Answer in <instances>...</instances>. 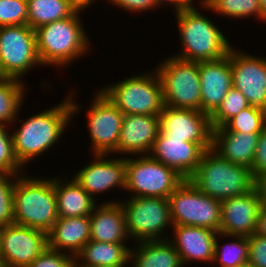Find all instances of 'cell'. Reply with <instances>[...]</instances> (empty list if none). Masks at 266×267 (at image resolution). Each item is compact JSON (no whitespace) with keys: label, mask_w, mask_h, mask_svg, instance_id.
Here are the masks:
<instances>
[{"label":"cell","mask_w":266,"mask_h":267,"mask_svg":"<svg viewBox=\"0 0 266 267\" xmlns=\"http://www.w3.org/2000/svg\"><path fill=\"white\" fill-rule=\"evenodd\" d=\"M189 180L199 191L219 201L248 193L255 184L250 168L224 159L212 148L202 154Z\"/></svg>","instance_id":"2"},{"label":"cell","mask_w":266,"mask_h":267,"mask_svg":"<svg viewBox=\"0 0 266 267\" xmlns=\"http://www.w3.org/2000/svg\"><path fill=\"white\" fill-rule=\"evenodd\" d=\"M204 152L198 143L164 138L159 133L149 155L189 179L197 169Z\"/></svg>","instance_id":"19"},{"label":"cell","mask_w":266,"mask_h":267,"mask_svg":"<svg viewBox=\"0 0 266 267\" xmlns=\"http://www.w3.org/2000/svg\"><path fill=\"white\" fill-rule=\"evenodd\" d=\"M237 267H256L254 266L252 263H250L249 261L244 263V264H241L240 266H237Z\"/></svg>","instance_id":"46"},{"label":"cell","mask_w":266,"mask_h":267,"mask_svg":"<svg viewBox=\"0 0 266 267\" xmlns=\"http://www.w3.org/2000/svg\"><path fill=\"white\" fill-rule=\"evenodd\" d=\"M76 267H126V266H107V265H101V266H76Z\"/></svg>","instance_id":"47"},{"label":"cell","mask_w":266,"mask_h":267,"mask_svg":"<svg viewBox=\"0 0 266 267\" xmlns=\"http://www.w3.org/2000/svg\"><path fill=\"white\" fill-rule=\"evenodd\" d=\"M3 228L4 227L0 225V240H1V233H2Z\"/></svg>","instance_id":"49"},{"label":"cell","mask_w":266,"mask_h":267,"mask_svg":"<svg viewBox=\"0 0 266 267\" xmlns=\"http://www.w3.org/2000/svg\"><path fill=\"white\" fill-rule=\"evenodd\" d=\"M153 1L156 5V8L158 6L160 7V5L165 3V2L166 3L170 2L169 5L171 4L172 6H174L175 11L179 12L181 10H184L185 8L192 6L193 5L192 1H194V0H153Z\"/></svg>","instance_id":"42"},{"label":"cell","mask_w":266,"mask_h":267,"mask_svg":"<svg viewBox=\"0 0 266 267\" xmlns=\"http://www.w3.org/2000/svg\"><path fill=\"white\" fill-rule=\"evenodd\" d=\"M160 77L164 105L201 111V83L198 62L170 57L162 62Z\"/></svg>","instance_id":"7"},{"label":"cell","mask_w":266,"mask_h":267,"mask_svg":"<svg viewBox=\"0 0 266 267\" xmlns=\"http://www.w3.org/2000/svg\"><path fill=\"white\" fill-rule=\"evenodd\" d=\"M232 239H236L237 242L226 243L221 247L223 251H221L220 245H218L219 242L216 239L213 262L219 260L221 267H237L248 262V237L233 236Z\"/></svg>","instance_id":"32"},{"label":"cell","mask_w":266,"mask_h":267,"mask_svg":"<svg viewBox=\"0 0 266 267\" xmlns=\"http://www.w3.org/2000/svg\"><path fill=\"white\" fill-rule=\"evenodd\" d=\"M27 24V0H0V27Z\"/></svg>","instance_id":"36"},{"label":"cell","mask_w":266,"mask_h":267,"mask_svg":"<svg viewBox=\"0 0 266 267\" xmlns=\"http://www.w3.org/2000/svg\"><path fill=\"white\" fill-rule=\"evenodd\" d=\"M16 175L0 174V225L3 227L14 224L13 197L14 185L18 177Z\"/></svg>","instance_id":"34"},{"label":"cell","mask_w":266,"mask_h":267,"mask_svg":"<svg viewBox=\"0 0 266 267\" xmlns=\"http://www.w3.org/2000/svg\"><path fill=\"white\" fill-rule=\"evenodd\" d=\"M66 253L47 247L27 267H73L75 265V259L71 254Z\"/></svg>","instance_id":"37"},{"label":"cell","mask_w":266,"mask_h":267,"mask_svg":"<svg viewBox=\"0 0 266 267\" xmlns=\"http://www.w3.org/2000/svg\"><path fill=\"white\" fill-rule=\"evenodd\" d=\"M90 217V240L124 243L129 237L125 212L118 202H107L95 207Z\"/></svg>","instance_id":"22"},{"label":"cell","mask_w":266,"mask_h":267,"mask_svg":"<svg viewBox=\"0 0 266 267\" xmlns=\"http://www.w3.org/2000/svg\"><path fill=\"white\" fill-rule=\"evenodd\" d=\"M201 6L220 15L234 18H246L253 15L262 20L260 0H202Z\"/></svg>","instance_id":"30"},{"label":"cell","mask_w":266,"mask_h":267,"mask_svg":"<svg viewBox=\"0 0 266 267\" xmlns=\"http://www.w3.org/2000/svg\"><path fill=\"white\" fill-rule=\"evenodd\" d=\"M260 6L262 8V20L266 21V0H260Z\"/></svg>","instance_id":"45"},{"label":"cell","mask_w":266,"mask_h":267,"mask_svg":"<svg viewBox=\"0 0 266 267\" xmlns=\"http://www.w3.org/2000/svg\"><path fill=\"white\" fill-rule=\"evenodd\" d=\"M174 239L170 238L178 252L183 266L187 262H212L215 252V242L219 232L197 226L174 225Z\"/></svg>","instance_id":"21"},{"label":"cell","mask_w":266,"mask_h":267,"mask_svg":"<svg viewBox=\"0 0 266 267\" xmlns=\"http://www.w3.org/2000/svg\"><path fill=\"white\" fill-rule=\"evenodd\" d=\"M48 247V234L18 224L3 228L0 257L7 267H27Z\"/></svg>","instance_id":"14"},{"label":"cell","mask_w":266,"mask_h":267,"mask_svg":"<svg viewBox=\"0 0 266 267\" xmlns=\"http://www.w3.org/2000/svg\"><path fill=\"white\" fill-rule=\"evenodd\" d=\"M20 176L14 185V223L48 233L58 218L54 178Z\"/></svg>","instance_id":"4"},{"label":"cell","mask_w":266,"mask_h":267,"mask_svg":"<svg viewBox=\"0 0 266 267\" xmlns=\"http://www.w3.org/2000/svg\"><path fill=\"white\" fill-rule=\"evenodd\" d=\"M259 135L218 127L212 131V149L224 159L252 169Z\"/></svg>","instance_id":"23"},{"label":"cell","mask_w":266,"mask_h":267,"mask_svg":"<svg viewBox=\"0 0 266 267\" xmlns=\"http://www.w3.org/2000/svg\"><path fill=\"white\" fill-rule=\"evenodd\" d=\"M159 121V133L164 138L198 143L204 150L212 148L213 129L208 114L194 109L164 106Z\"/></svg>","instance_id":"12"},{"label":"cell","mask_w":266,"mask_h":267,"mask_svg":"<svg viewBox=\"0 0 266 267\" xmlns=\"http://www.w3.org/2000/svg\"><path fill=\"white\" fill-rule=\"evenodd\" d=\"M68 1L77 11H82L81 9L87 8L86 6L90 5L93 2V0H68Z\"/></svg>","instance_id":"44"},{"label":"cell","mask_w":266,"mask_h":267,"mask_svg":"<svg viewBox=\"0 0 266 267\" xmlns=\"http://www.w3.org/2000/svg\"><path fill=\"white\" fill-rule=\"evenodd\" d=\"M106 156L94 154V163L90 162L74 176L76 182L92 197L116 186L125 190L126 157L109 160Z\"/></svg>","instance_id":"17"},{"label":"cell","mask_w":266,"mask_h":267,"mask_svg":"<svg viewBox=\"0 0 266 267\" xmlns=\"http://www.w3.org/2000/svg\"><path fill=\"white\" fill-rule=\"evenodd\" d=\"M138 243L136 250L130 248L129 260L132 267H183L180 256L169 237Z\"/></svg>","instance_id":"25"},{"label":"cell","mask_w":266,"mask_h":267,"mask_svg":"<svg viewBox=\"0 0 266 267\" xmlns=\"http://www.w3.org/2000/svg\"><path fill=\"white\" fill-rule=\"evenodd\" d=\"M256 234L266 237V207L262 206L257 220Z\"/></svg>","instance_id":"43"},{"label":"cell","mask_w":266,"mask_h":267,"mask_svg":"<svg viewBox=\"0 0 266 267\" xmlns=\"http://www.w3.org/2000/svg\"><path fill=\"white\" fill-rule=\"evenodd\" d=\"M40 64L35 29L29 25L0 27V76L21 81L33 66Z\"/></svg>","instance_id":"10"},{"label":"cell","mask_w":266,"mask_h":267,"mask_svg":"<svg viewBox=\"0 0 266 267\" xmlns=\"http://www.w3.org/2000/svg\"><path fill=\"white\" fill-rule=\"evenodd\" d=\"M0 267H7L6 263L1 257H0Z\"/></svg>","instance_id":"48"},{"label":"cell","mask_w":266,"mask_h":267,"mask_svg":"<svg viewBox=\"0 0 266 267\" xmlns=\"http://www.w3.org/2000/svg\"><path fill=\"white\" fill-rule=\"evenodd\" d=\"M174 225H190L220 231L221 201L199 191L185 179L168 197Z\"/></svg>","instance_id":"8"},{"label":"cell","mask_w":266,"mask_h":267,"mask_svg":"<svg viewBox=\"0 0 266 267\" xmlns=\"http://www.w3.org/2000/svg\"><path fill=\"white\" fill-rule=\"evenodd\" d=\"M75 11L68 0H27V25L36 29L70 17Z\"/></svg>","instance_id":"28"},{"label":"cell","mask_w":266,"mask_h":267,"mask_svg":"<svg viewBox=\"0 0 266 267\" xmlns=\"http://www.w3.org/2000/svg\"><path fill=\"white\" fill-rule=\"evenodd\" d=\"M232 87L239 90L251 106L266 110V58L230 50Z\"/></svg>","instance_id":"15"},{"label":"cell","mask_w":266,"mask_h":267,"mask_svg":"<svg viewBox=\"0 0 266 267\" xmlns=\"http://www.w3.org/2000/svg\"><path fill=\"white\" fill-rule=\"evenodd\" d=\"M126 157L125 190L132 191L131 197L166 198L185 180L176 170L150 155ZM135 192V193H134Z\"/></svg>","instance_id":"9"},{"label":"cell","mask_w":266,"mask_h":267,"mask_svg":"<svg viewBox=\"0 0 266 267\" xmlns=\"http://www.w3.org/2000/svg\"><path fill=\"white\" fill-rule=\"evenodd\" d=\"M249 106L247 98L239 90L232 87L218 109L210 116L212 129L222 127L229 119Z\"/></svg>","instance_id":"33"},{"label":"cell","mask_w":266,"mask_h":267,"mask_svg":"<svg viewBox=\"0 0 266 267\" xmlns=\"http://www.w3.org/2000/svg\"><path fill=\"white\" fill-rule=\"evenodd\" d=\"M48 234V247L75 256L90 241V217H58Z\"/></svg>","instance_id":"24"},{"label":"cell","mask_w":266,"mask_h":267,"mask_svg":"<svg viewBox=\"0 0 266 267\" xmlns=\"http://www.w3.org/2000/svg\"><path fill=\"white\" fill-rule=\"evenodd\" d=\"M195 8L192 5L175 12L183 50L174 57L193 62L225 57L232 46L217 25Z\"/></svg>","instance_id":"3"},{"label":"cell","mask_w":266,"mask_h":267,"mask_svg":"<svg viewBox=\"0 0 266 267\" xmlns=\"http://www.w3.org/2000/svg\"><path fill=\"white\" fill-rule=\"evenodd\" d=\"M90 106L87 120L93 155L117 152L124 114L102 91L96 93Z\"/></svg>","instance_id":"13"},{"label":"cell","mask_w":266,"mask_h":267,"mask_svg":"<svg viewBox=\"0 0 266 267\" xmlns=\"http://www.w3.org/2000/svg\"><path fill=\"white\" fill-rule=\"evenodd\" d=\"M248 261L256 267H266V237L254 233L248 236Z\"/></svg>","instance_id":"38"},{"label":"cell","mask_w":266,"mask_h":267,"mask_svg":"<svg viewBox=\"0 0 266 267\" xmlns=\"http://www.w3.org/2000/svg\"><path fill=\"white\" fill-rule=\"evenodd\" d=\"M125 245L90 240L75 256V266H125L130 261V249Z\"/></svg>","instance_id":"27"},{"label":"cell","mask_w":266,"mask_h":267,"mask_svg":"<svg viewBox=\"0 0 266 267\" xmlns=\"http://www.w3.org/2000/svg\"><path fill=\"white\" fill-rule=\"evenodd\" d=\"M159 131V116L124 115L117 153L149 155Z\"/></svg>","instance_id":"20"},{"label":"cell","mask_w":266,"mask_h":267,"mask_svg":"<svg viewBox=\"0 0 266 267\" xmlns=\"http://www.w3.org/2000/svg\"><path fill=\"white\" fill-rule=\"evenodd\" d=\"M254 188L258 193L262 206L266 207V173L255 178Z\"/></svg>","instance_id":"41"},{"label":"cell","mask_w":266,"mask_h":267,"mask_svg":"<svg viewBox=\"0 0 266 267\" xmlns=\"http://www.w3.org/2000/svg\"><path fill=\"white\" fill-rule=\"evenodd\" d=\"M201 83V112L211 116L232 88L229 54L219 60L198 62Z\"/></svg>","instance_id":"18"},{"label":"cell","mask_w":266,"mask_h":267,"mask_svg":"<svg viewBox=\"0 0 266 267\" xmlns=\"http://www.w3.org/2000/svg\"><path fill=\"white\" fill-rule=\"evenodd\" d=\"M64 183L62 184L57 178L54 179L58 217L90 216L96 206L95 198L90 196L74 178L69 183L66 181Z\"/></svg>","instance_id":"26"},{"label":"cell","mask_w":266,"mask_h":267,"mask_svg":"<svg viewBox=\"0 0 266 267\" xmlns=\"http://www.w3.org/2000/svg\"><path fill=\"white\" fill-rule=\"evenodd\" d=\"M101 91L124 115L159 116L165 106L157 71L134 75Z\"/></svg>","instance_id":"6"},{"label":"cell","mask_w":266,"mask_h":267,"mask_svg":"<svg viewBox=\"0 0 266 267\" xmlns=\"http://www.w3.org/2000/svg\"><path fill=\"white\" fill-rule=\"evenodd\" d=\"M251 171L254 179L266 173V128L259 135Z\"/></svg>","instance_id":"39"},{"label":"cell","mask_w":266,"mask_h":267,"mask_svg":"<svg viewBox=\"0 0 266 267\" xmlns=\"http://www.w3.org/2000/svg\"><path fill=\"white\" fill-rule=\"evenodd\" d=\"M0 76V124L16 121L23 102L24 82Z\"/></svg>","instance_id":"29"},{"label":"cell","mask_w":266,"mask_h":267,"mask_svg":"<svg viewBox=\"0 0 266 267\" xmlns=\"http://www.w3.org/2000/svg\"><path fill=\"white\" fill-rule=\"evenodd\" d=\"M71 99L70 96L52 109L34 114L11 134L13 151L22 167L48 151L64 133L72 115L80 109Z\"/></svg>","instance_id":"1"},{"label":"cell","mask_w":266,"mask_h":267,"mask_svg":"<svg viewBox=\"0 0 266 267\" xmlns=\"http://www.w3.org/2000/svg\"><path fill=\"white\" fill-rule=\"evenodd\" d=\"M262 207L256 189L241 196L221 201V225L219 234L226 237L251 236L256 232Z\"/></svg>","instance_id":"16"},{"label":"cell","mask_w":266,"mask_h":267,"mask_svg":"<svg viewBox=\"0 0 266 267\" xmlns=\"http://www.w3.org/2000/svg\"><path fill=\"white\" fill-rule=\"evenodd\" d=\"M79 14L80 11L76 10L70 17L35 29L36 48L41 65L65 66L89 50V39Z\"/></svg>","instance_id":"5"},{"label":"cell","mask_w":266,"mask_h":267,"mask_svg":"<svg viewBox=\"0 0 266 267\" xmlns=\"http://www.w3.org/2000/svg\"><path fill=\"white\" fill-rule=\"evenodd\" d=\"M222 127L228 132L260 134L266 128V110L250 105Z\"/></svg>","instance_id":"31"},{"label":"cell","mask_w":266,"mask_h":267,"mask_svg":"<svg viewBox=\"0 0 266 267\" xmlns=\"http://www.w3.org/2000/svg\"><path fill=\"white\" fill-rule=\"evenodd\" d=\"M5 127V124H0V174H18L22 166L13 151L12 135Z\"/></svg>","instance_id":"35"},{"label":"cell","mask_w":266,"mask_h":267,"mask_svg":"<svg viewBox=\"0 0 266 267\" xmlns=\"http://www.w3.org/2000/svg\"><path fill=\"white\" fill-rule=\"evenodd\" d=\"M127 201L121 202L126 229L129 237L136 241L163 240L162 232L167 229L166 226H174L168 199L132 197Z\"/></svg>","instance_id":"11"},{"label":"cell","mask_w":266,"mask_h":267,"mask_svg":"<svg viewBox=\"0 0 266 267\" xmlns=\"http://www.w3.org/2000/svg\"><path fill=\"white\" fill-rule=\"evenodd\" d=\"M112 4L129 12H140L156 7L153 0H109Z\"/></svg>","instance_id":"40"}]
</instances>
